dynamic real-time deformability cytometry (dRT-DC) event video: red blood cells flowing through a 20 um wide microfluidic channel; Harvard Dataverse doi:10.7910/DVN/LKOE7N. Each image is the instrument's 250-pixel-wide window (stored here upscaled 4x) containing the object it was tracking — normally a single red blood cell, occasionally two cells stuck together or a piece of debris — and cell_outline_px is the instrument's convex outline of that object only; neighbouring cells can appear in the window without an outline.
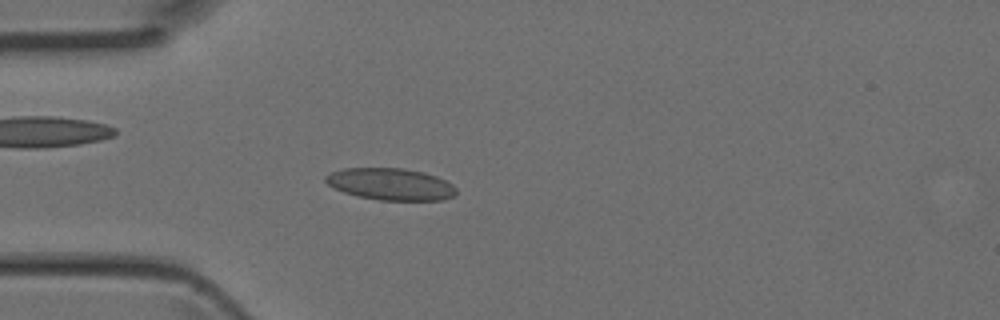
{"species": "Egyptian fruit bat (a non-hibernating species)", "species_latin": "Rousettus aegyptiacus", "temperature_condition": "room temperature", "stored_images_in_passage": 3, "camera_frame_rate_fps": 3000, "um_per_image_px": 0.085, "animal": {"sex": "female"}, "frame": {"image": 1, "passage_image": 3, "time_ms": 0.667, "image_size_px": [1000, 320], "cell_outline_px": [[456, 192], [452, 196], [444, 200], [380, 200], [356, 196], [344, 192], [328, 184], [324, 180], [324, 176], [332, 172], [344, 168], [404, 168], [424, 172], [436, 176], [452, 184], [456, 188]], "centroid_in_image_um": [33.2, 15.65], "position_along_channel_um": 51.8, "area_um2": 24.22}}